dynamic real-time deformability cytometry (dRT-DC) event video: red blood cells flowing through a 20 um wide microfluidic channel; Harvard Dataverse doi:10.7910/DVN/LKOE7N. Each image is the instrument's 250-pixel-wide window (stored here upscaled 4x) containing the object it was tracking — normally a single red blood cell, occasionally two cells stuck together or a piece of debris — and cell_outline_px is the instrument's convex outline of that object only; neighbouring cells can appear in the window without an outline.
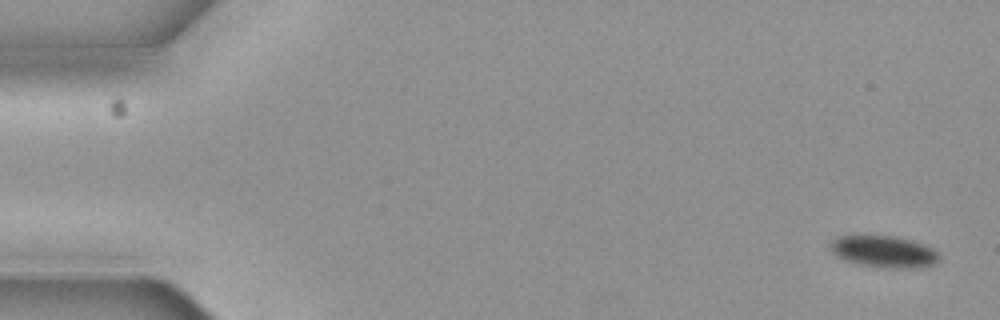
{"species": "common noctule bat (a hibernating species)", "species_latin": "Nyctalus noctula", "temperature_condition": "cold", "stored_images_in_passage": 8, "camera_frame_rate_fps": 3000, "um_per_image_px": 0.085, "animal": {"sex": "female", "body_mass_g": 19.3, "forearm_length_mm": 54.1}, "frame": {"image": 1, "passage_image": 1, "time_ms": 0.0, "image_size_px": [1000, 320], "cell_outline_px": [[940, 260], [932, 264], [916, 268], [888, 268], [860, 264], [844, 260], [836, 256], [832, 252], [832, 240], [840, 236], [892, 236], [912, 240], [924, 244], [932, 248], [940, 256]], "centroid_in_image_um": [75.16, 21.39], "position_along_channel_um": 9.8, "area_um2": 19.88}}
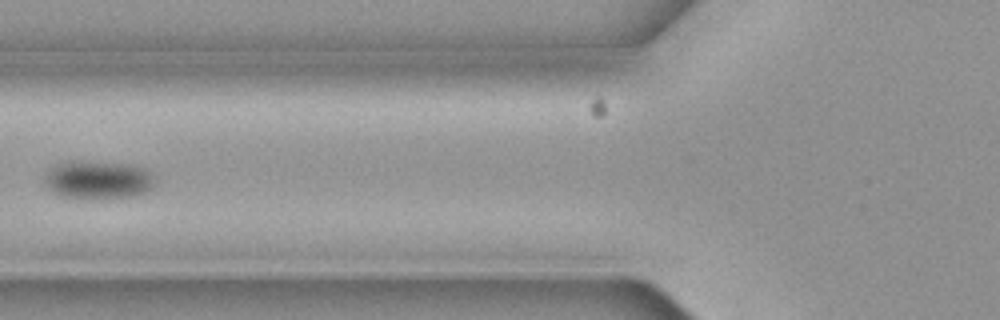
{"frame": {"image": 2, "passage_image": 7, "time_ms": 2.0, "image_size_px": [1000, 320], "cell_outline_px": [[152, 188], [144, 192], [132, 196], [104, 200], [92, 200], [60, 196], [52, 192], [44, 184], [44, 176], [52, 168], [60, 164], [116, 164], [144, 168], [148, 172], [152, 184]], "centroid_in_image_um": [8.28, 15.39], "position_along_channel_um": 117.5, "area_um2": 23.52}}
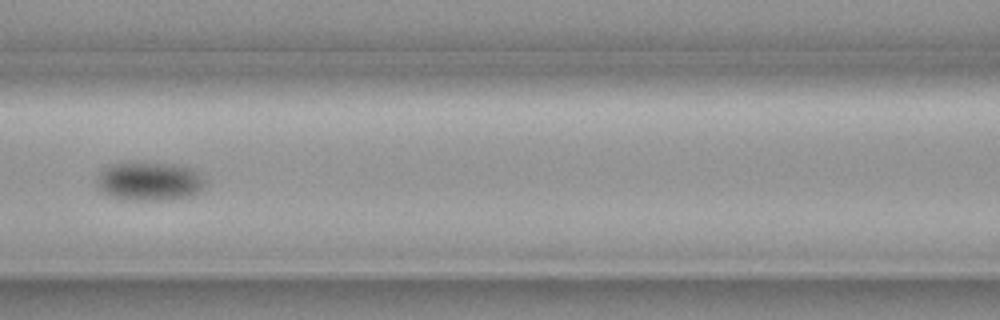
{"frame": {"image": 3, "passage_image": 8, "time_ms": 2.333, "image_size_px": [1000, 320], "cell_outline_px": [[208, 180], [204, 188], [196, 196], [172, 200], [124, 200], [112, 196], [96, 188], [96, 176], [108, 164], [128, 160], [136, 160], [176, 164], [192, 168], [200, 172]], "centroid_in_image_um": [12.74, 15.38], "position_along_channel_um": 153.9, "area_um2": 26.07}}